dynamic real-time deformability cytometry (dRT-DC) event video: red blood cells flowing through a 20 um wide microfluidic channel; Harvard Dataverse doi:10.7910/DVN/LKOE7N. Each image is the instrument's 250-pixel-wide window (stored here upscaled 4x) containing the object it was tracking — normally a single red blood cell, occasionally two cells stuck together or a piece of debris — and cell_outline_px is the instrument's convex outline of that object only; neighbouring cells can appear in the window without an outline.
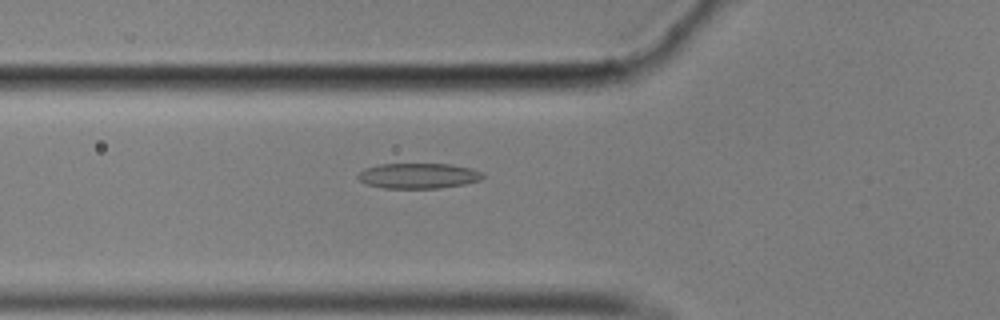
{"species": "common noctule bat (a hibernating species)", "species_latin": "Nyctalus noctula", "temperature_condition": "cold", "stored_images_in_passage": 58, "camera_frame_rate_fps": 3000, "um_per_image_px": 0.085, "animal": {"sex": "male", "body_mass_g": 17.9}, "frame": {"image": 1, "passage_image": 21, "time_ms": 6.667, "image_size_px": [1000, 320], "cell_outline_px": [[484, 176], [480, 180], [464, 184], [440, 188], [384, 188], [368, 184], [360, 180], [356, 176], [364, 168], [380, 164], [452, 164], [472, 168], [484, 172]], "centroid_in_image_um": [35.6, 14.93], "position_along_channel_um": 90.2, "area_um2": 18.5}}
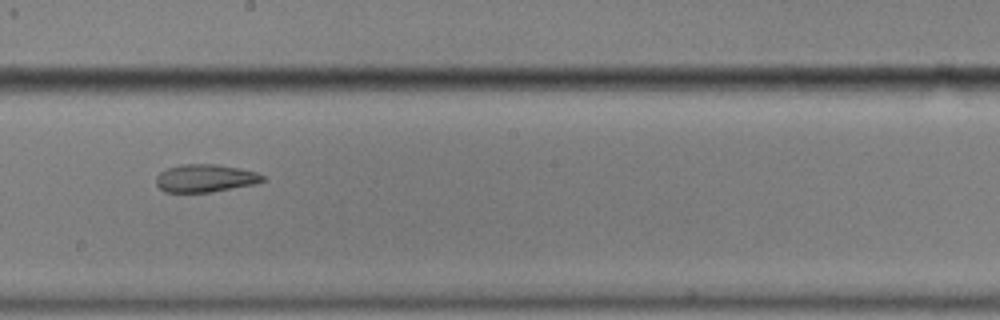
{"frame": {"image": 2, "passage_image": 33, "time_ms": 10.667, "image_size_px": [1000, 320], "cell_outline_px": [[264, 180], [256, 184], [212, 192], [164, 192], [156, 184], [156, 176], [160, 172], [168, 168], [180, 164], [216, 164], [240, 168], [256, 172], [264, 176]], "centroid_in_image_um": [17.44, 15.15], "position_along_channel_um": 230.8, "area_um2": 17.34}}
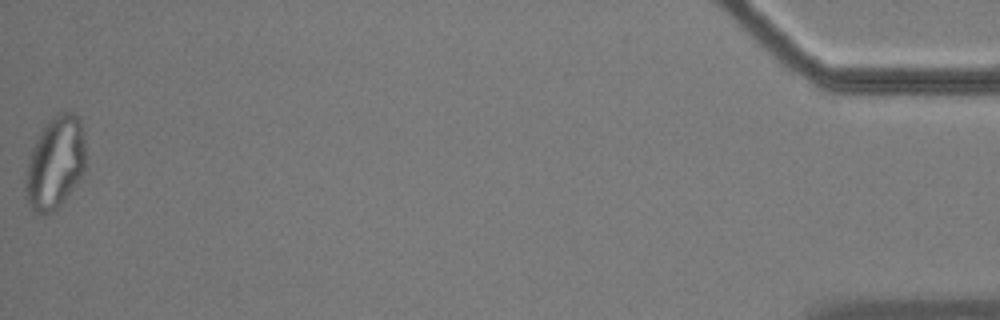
{"frame": {"image": 3, "passage_image": 58, "time_ms": 19.0, "image_size_px": [1000, 320], "cell_outline_px": [[84, 172], [60, 204], [52, 212], [44, 216], [40, 216], [28, 204], [24, 196], [24, 180], [28, 156], [40, 132], [48, 120], [56, 112], [72, 112], [80, 116], [84, 140]], "centroid_in_image_um": [4.65, 13.83], "position_along_channel_um": 430.6, "area_um2": 32.66}, "authors_computed_cell_mechanics": {"area_um2": 18.9584, "velocity_mm_per_s": 3.4988, "shape_relaxation_time_tau1_ms": null, "shape_relaxation_time_tau2_ms": 2.7093, "deformation_change_tau1": null, "deformation_change_tau2": 0.0961}}